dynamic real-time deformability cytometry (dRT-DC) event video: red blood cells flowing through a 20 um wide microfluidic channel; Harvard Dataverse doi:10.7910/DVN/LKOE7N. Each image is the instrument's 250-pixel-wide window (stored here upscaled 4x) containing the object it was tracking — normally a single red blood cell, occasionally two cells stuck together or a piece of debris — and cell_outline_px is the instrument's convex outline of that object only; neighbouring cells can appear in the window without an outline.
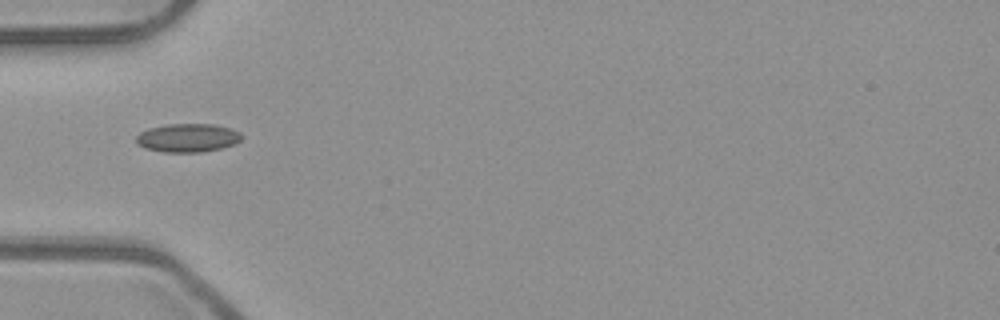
{"species": "common noctule bat (a hibernating species)", "species_latin": "Nyctalus noctula", "temperature_condition": "room temperature", "stored_images_in_passage": 36, "camera_frame_rate_fps": 3000, "um_per_image_px": 0.085, "animal": {"sex": "male", "body_mass_g": 23.1, "forearm_length_mm": 52.7}, "frame": {"image": 1, "passage_image": 1, "time_ms": 0.0, "image_size_px": [1000, 320], "cell_outline_px": [[244, 136], [236, 144], [220, 148], [200, 152], [164, 152], [144, 148], [136, 144], [136, 136], [140, 132], [148, 128], [168, 124], [212, 124], [232, 128], [240, 132]], "centroid_in_image_um": [15.96, 11.71], "position_along_channel_um": 69.0, "area_um2": 17.69}}
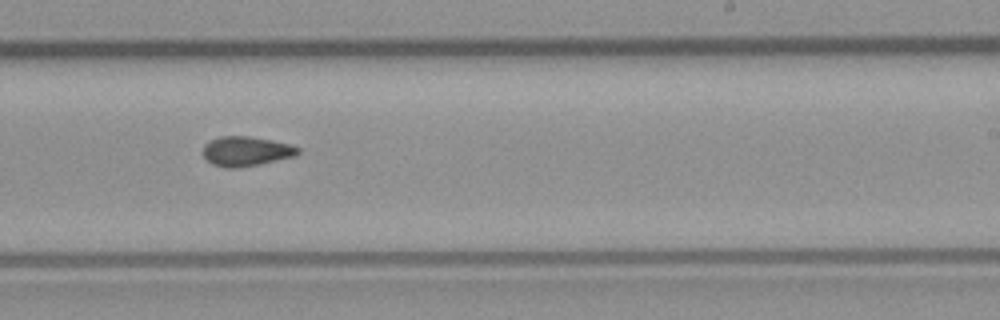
{"frame": {"image": 2, "passage_image": 16, "time_ms": 5.0, "image_size_px": [1000, 320], "cell_outline_px": [[300, 152], [296, 156], [240, 168], [224, 168], [212, 164], [204, 156], [204, 144], [208, 140], [220, 136], [248, 136], [272, 140], [288, 144], [300, 148]], "centroid_in_image_um": [20.91, 12.86], "position_along_channel_um": 268.1, "area_um2": 16.47}}
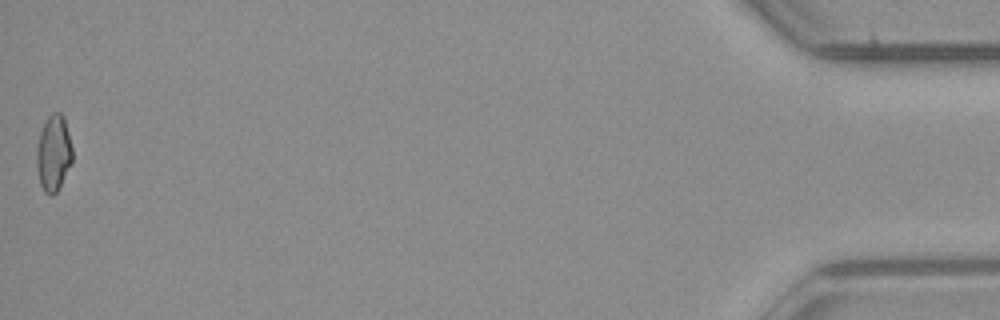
{"frame": {"image": 3, "passage_image": 36, "time_ms": 11.667, "image_size_px": [1000, 320], "cell_outline_px": [[72, 164], [56, 192], [52, 196], [44, 192], [40, 184], [36, 164], [36, 148], [40, 132], [48, 116], [52, 112], [60, 112], [64, 116], [72, 148]], "centroid_in_image_um": [4.55, 13.02], "position_along_channel_um": 430.7, "area_um2": 15.95}, "authors_computed_cell_mechanics": {"area_um2": 16.0973, "velocity_mm_per_s": 3.9556, "shape_relaxation_time_tau1_ms": null, "shape_relaxation_time_tau2_ms": 3.6713, "deformation_change_tau1": null, "deformation_change_tau2": 0.0862}}